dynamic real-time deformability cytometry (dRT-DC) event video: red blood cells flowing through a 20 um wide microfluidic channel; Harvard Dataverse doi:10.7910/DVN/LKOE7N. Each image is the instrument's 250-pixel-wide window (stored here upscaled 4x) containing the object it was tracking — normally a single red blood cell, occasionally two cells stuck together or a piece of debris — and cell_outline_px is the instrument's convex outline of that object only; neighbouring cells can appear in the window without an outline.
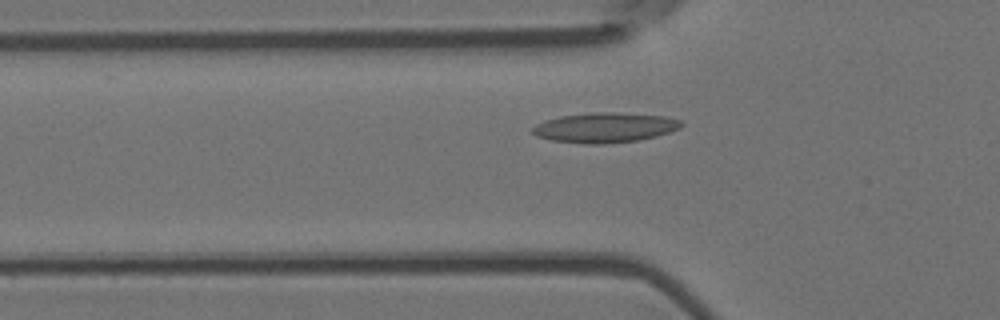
{"species": "Egyptian fruit bat (a non-hibernating species)", "species_latin": "Rousettus aegyptiacus", "temperature_condition": "room temperature", "stored_images_in_passage": 47, "camera_frame_rate_fps": 3000, "um_per_image_px": 0.085, "animal": {"sex": "female"}, "frame": {"image": 1, "passage_image": 13, "time_ms": 4.0, "image_size_px": [1000, 320], "cell_outline_px": [[684, 124], [680, 128], [656, 136], [640, 140], [604, 144], [588, 144], [552, 140], [536, 136], [532, 132], [532, 128], [536, 124], [544, 120], [560, 116], [592, 112], [612, 112], [664, 116], [680, 120]], "centroid_in_image_um": [51.4, 10.84], "position_along_channel_um": 74.4, "area_um2": 25.95}}
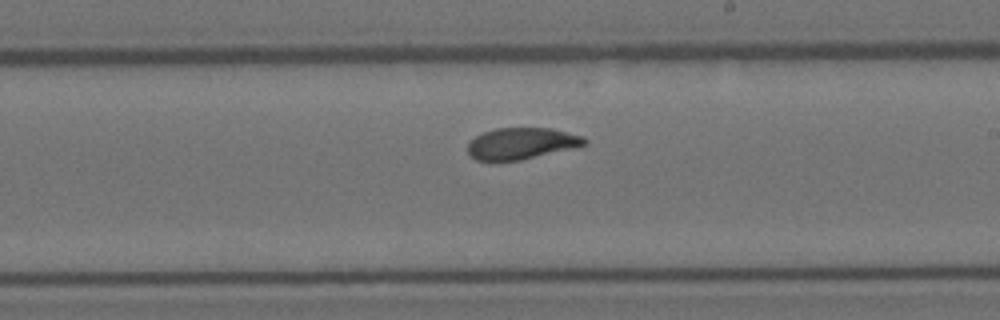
{"frame": {"image": 2, "passage_image": 27, "time_ms": 8.667, "image_size_px": [1000, 320], "cell_outline_px": [[588, 144], [572, 148], [520, 160], [496, 164], [476, 160], [468, 152], [468, 144], [476, 136], [484, 132], [496, 128], [552, 128], [584, 136], [588, 140]], "centroid_in_image_um": [44.31, 12.22], "position_along_channel_um": 244.7, "area_um2": 21.85}}
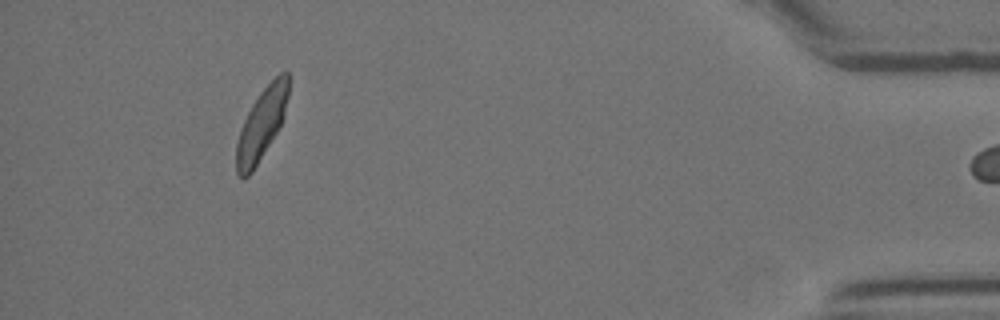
{"frame": {"image": 3, "passage_image": 46, "time_ms": 15.0, "image_size_px": [1000, 320], "cell_outline_px": [[288, 96], [284, 116], [276, 132], [252, 172], [248, 176], [240, 176], [236, 172], [236, 144], [244, 120], [252, 104], [260, 92], [280, 72], [288, 72]], "centroid_in_image_um": [22.23, 10.54], "position_along_channel_um": 413.0, "area_um2": 21.04}}